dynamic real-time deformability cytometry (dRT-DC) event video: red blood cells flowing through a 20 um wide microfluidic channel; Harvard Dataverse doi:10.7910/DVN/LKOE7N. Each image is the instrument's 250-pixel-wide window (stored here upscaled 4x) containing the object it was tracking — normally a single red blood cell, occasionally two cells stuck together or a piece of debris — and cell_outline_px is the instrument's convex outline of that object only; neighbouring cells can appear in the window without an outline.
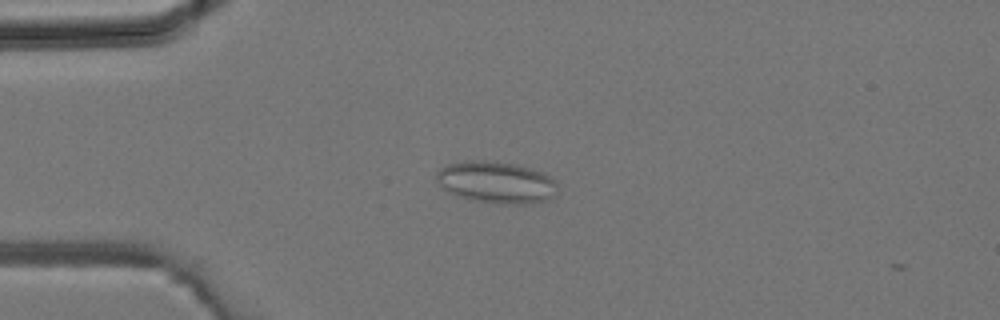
{"species": "common noctule bat (a hibernating species)", "species_latin": "Nyctalus noctula", "temperature_condition": "room temperature", "stored_images_in_passage": 3, "camera_frame_rate_fps": 3000, "um_per_image_px": 0.085, "animal": {"sex": "male", "body_mass_g": 19.2, "forearm_length_mm": 51.8}, "frame": {"image": 1, "passage_image": 3, "time_ms": 0.667, "image_size_px": [1000, 320], "cell_outline_px": [[556, 196], [548, 200], [528, 204], [500, 204], [472, 200], [448, 192], [440, 184], [436, 176], [436, 172], [440, 168], [448, 164], [468, 160], [480, 160], [512, 164], [544, 172], [552, 176], [556, 184]], "centroid_in_image_um": [42.22, 15.51], "position_along_channel_um": 42.8, "area_um2": 29.48}}